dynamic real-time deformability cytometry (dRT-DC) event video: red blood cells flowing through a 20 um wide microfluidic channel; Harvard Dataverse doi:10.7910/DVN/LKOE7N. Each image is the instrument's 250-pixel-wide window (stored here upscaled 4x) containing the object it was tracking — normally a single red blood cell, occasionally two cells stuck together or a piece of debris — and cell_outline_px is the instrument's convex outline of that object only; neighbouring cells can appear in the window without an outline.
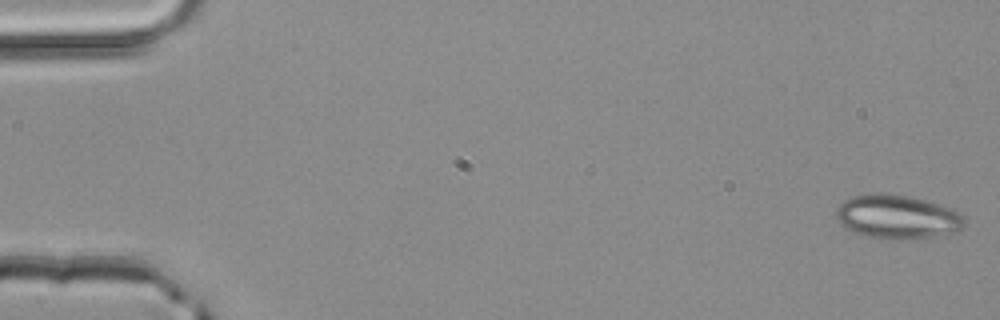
{"species": "common noctule bat (a hibernating species)", "species_latin": "Nyctalus noctula", "temperature_condition": "room temperature", "stored_images_in_passage": 46, "camera_frame_rate_fps": 3000, "um_per_image_px": 0.085, "animal": {"sex": "male", "body_mass_g": 20.4}, "frame": {"image": 1, "passage_image": 1, "time_ms": 0.0, "image_size_px": [1000, 320], "cell_outline_px": [[964, 224], [960, 228], [952, 232], [932, 236], [908, 240], [880, 240], [844, 228], [836, 220], [836, 208], [840, 200], [852, 196], [880, 192], [912, 196], [948, 208], [964, 216]], "centroid_in_image_um": [76.16, 18.43], "position_along_channel_um": 8.8, "area_um2": 33.06}}
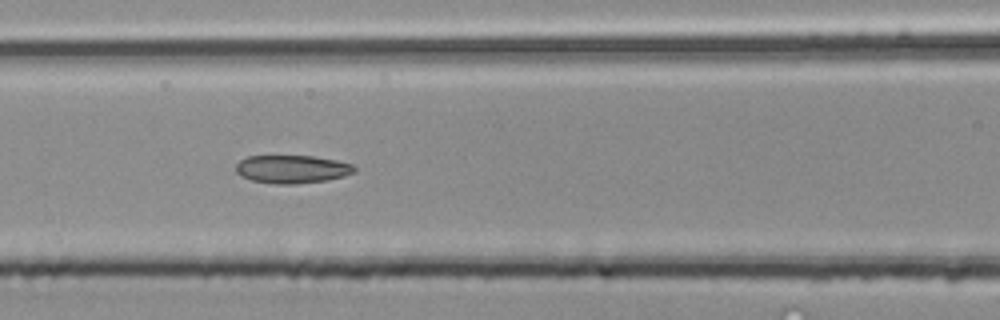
{"frame": {"image": 2, "passage_image": 22, "time_ms": 7.0, "image_size_px": [1000, 320], "cell_outline_px": [[356, 172], [344, 176], [328, 180], [296, 184], [272, 184], [252, 180], [240, 176], [236, 172], [236, 164], [240, 160], [248, 156], [312, 156], [336, 160], [352, 164], [356, 168]], "centroid_in_image_um": [24.83, 14.38], "position_along_channel_um": 141.8, "area_um2": 19.54}}
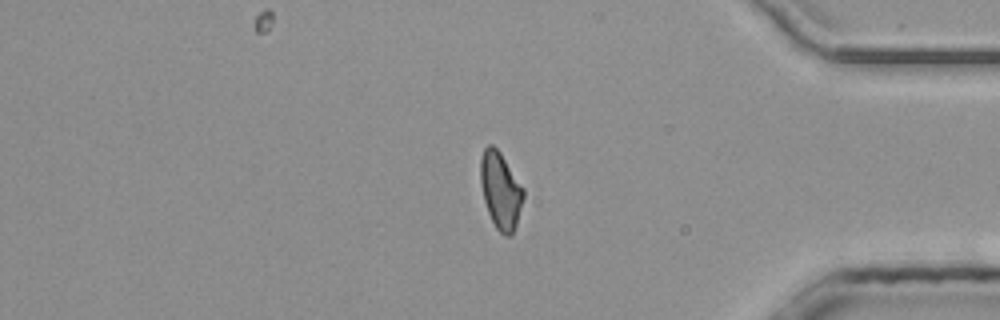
{"frame": {"image": 3, "passage_image": 42, "time_ms": 13.667, "image_size_px": [1000, 320], "cell_outline_px": [[524, 196], [516, 224], [512, 236], [504, 236], [496, 228], [488, 212], [484, 200], [480, 180], [480, 160], [484, 148], [488, 144], [492, 144], [500, 152], [524, 188]], "centroid_in_image_um": [42.54, 16.18], "position_along_channel_um": 392.7, "area_um2": 19.13}}